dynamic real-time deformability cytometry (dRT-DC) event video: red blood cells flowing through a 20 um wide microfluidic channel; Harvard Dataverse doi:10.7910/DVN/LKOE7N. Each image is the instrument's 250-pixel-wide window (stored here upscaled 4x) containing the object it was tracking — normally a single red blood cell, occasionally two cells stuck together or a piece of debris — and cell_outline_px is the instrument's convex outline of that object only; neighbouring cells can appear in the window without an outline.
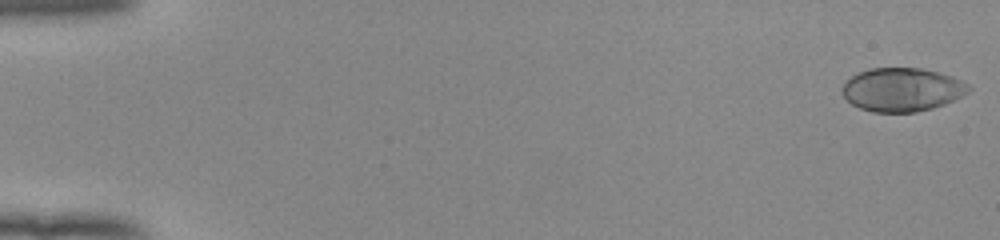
{"species": "human", "species_latin": "Homo sapiens", "temperature_condition": "room temperature", "stored_images_in_passage": 53, "camera_frame_rate_fps": 3000, "um_per_image_px": 0.085, "donor": {"sex": "female"}, "frame": {"image": 1, "passage_image": 1, "time_ms": 0.0, "image_size_px": [1000, 240], "cell_outline_px": [[972, 88], [968, 92], [944, 104], [932, 108], [916, 112], [872, 112], [860, 108], [852, 104], [840, 92], [844, 84], [852, 76], [868, 68], [920, 68], [952, 76], [968, 84]], "centroid_in_image_um": [76.66, 7.62], "position_along_channel_um": 8.3, "area_um2": 31.85}}
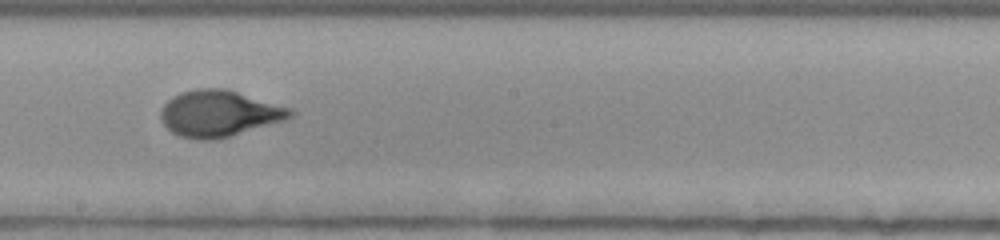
{"frame": {"image": 2, "passage_image": 31, "time_ms": 10.0, "image_size_px": [1000, 240], "cell_outline_px": [[296, 112], [292, 116], [284, 120], [216, 140], [196, 140], [180, 136], [172, 132], [164, 124], [160, 116], [160, 108], [172, 96], [180, 92], [196, 88], [228, 88], [292, 108]], "centroid_in_image_um": [18.62, 9.63], "position_along_channel_um": 229.6, "area_um2": 35.26}}
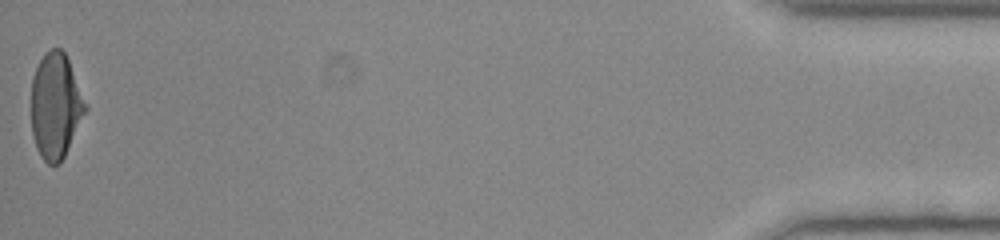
{"frame": {"image": 3, "passage_image": 53, "time_ms": 17.333, "image_size_px": [1000, 240], "cell_outline_px": [[88, 108], [60, 164], [48, 164], [40, 156], [36, 148], [32, 132], [32, 76], [44, 52], [52, 48], [60, 48], [64, 52], [68, 60]], "centroid_in_image_um": [4.72, 9.01], "position_along_channel_um": 430.5, "area_um2": 33.0}, "authors_computed_cell_mechanics": {"area_um2": 33.4084, "velocity_mm_per_s": 3.9501, "shape_relaxation_time_tau1_ms": 3.8897, "shape_relaxation_time_tau2_ms": null, "deformation_change_tau1": 0.1908, "deformation_change_tau2": null}}